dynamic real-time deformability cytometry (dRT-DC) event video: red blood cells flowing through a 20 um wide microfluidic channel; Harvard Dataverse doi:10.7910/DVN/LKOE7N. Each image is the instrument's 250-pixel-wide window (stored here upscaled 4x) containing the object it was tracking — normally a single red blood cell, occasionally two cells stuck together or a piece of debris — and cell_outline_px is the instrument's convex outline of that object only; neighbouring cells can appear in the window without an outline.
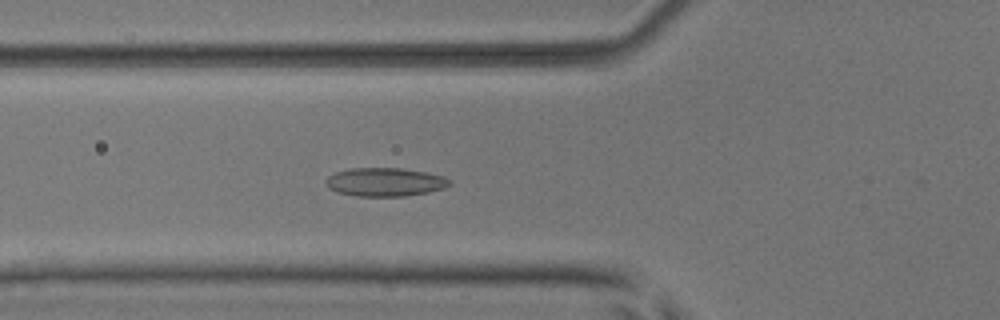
{"species": "common noctule bat (a hibernating species)", "species_latin": "Nyctalus noctula", "temperature_condition": "room temperature", "stored_images_in_passage": 53, "camera_frame_rate_fps": 3000, "um_per_image_px": 0.085, "animal": {"sex": "male", "body_mass_g": 17.9, "forearm_length_mm": 54.2}, "frame": {"image": 1, "passage_image": 20, "time_ms": 6.333, "image_size_px": [1000, 320], "cell_outline_px": [[448, 184], [444, 188], [428, 192], [404, 196], [356, 196], [336, 192], [328, 188], [324, 180], [328, 176], [336, 172], [348, 168], [400, 168], [424, 172], [444, 176], [448, 180]], "centroid_in_image_um": [32.65, 15.47], "position_along_channel_um": 93.1, "area_um2": 20.46}}
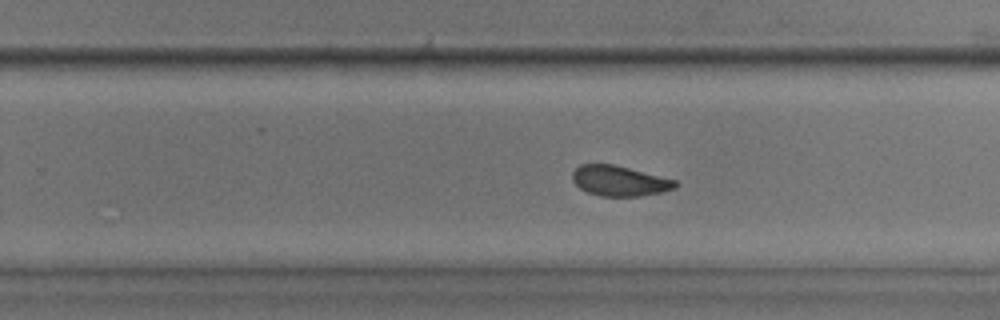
{"frame": {"image": 2, "passage_image": 34, "time_ms": 11.0, "image_size_px": [1000, 320], "cell_outline_px": [[680, 184], [676, 188], [660, 192], [640, 196], [600, 196], [588, 192], [580, 188], [572, 180], [572, 172], [580, 164], [612, 164], [676, 180]], "centroid_in_image_um": [52.65, 15.38], "position_along_channel_um": 277.1, "area_um2": 18.03}}
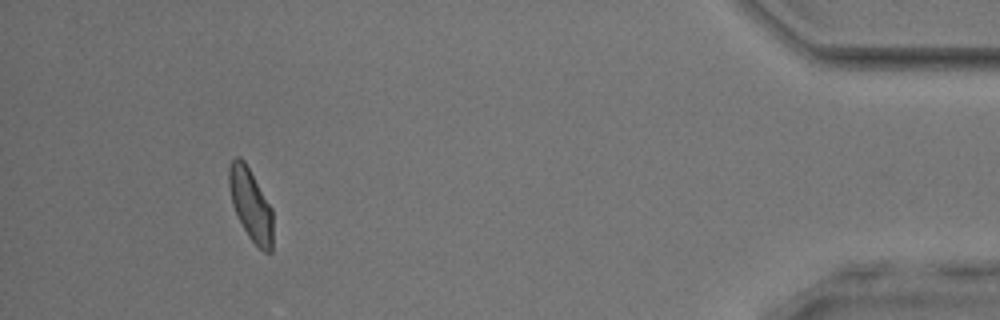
{"frame": {"image": 3, "passage_image": 49, "time_ms": 16.0, "image_size_px": [1000, 320], "cell_outline_px": [[272, 252], [264, 252], [248, 236], [232, 204], [228, 184], [228, 168], [232, 160], [236, 156], [240, 156], [244, 160], [272, 208]], "centroid_in_image_um": [21.3, 17.36], "position_along_channel_um": 413.9, "area_um2": 18.21}, "authors_computed_cell_mechanics": {"area_um2": 19.074, "velocity_mm_per_s": 3.9555, "shape_relaxation_time_tau1_ms": 4.9445, "shape_relaxation_time_tau2_ms": 1.8453, "deformation_change_tau1": 0.1011, "deformation_change_tau2": 0.073}}